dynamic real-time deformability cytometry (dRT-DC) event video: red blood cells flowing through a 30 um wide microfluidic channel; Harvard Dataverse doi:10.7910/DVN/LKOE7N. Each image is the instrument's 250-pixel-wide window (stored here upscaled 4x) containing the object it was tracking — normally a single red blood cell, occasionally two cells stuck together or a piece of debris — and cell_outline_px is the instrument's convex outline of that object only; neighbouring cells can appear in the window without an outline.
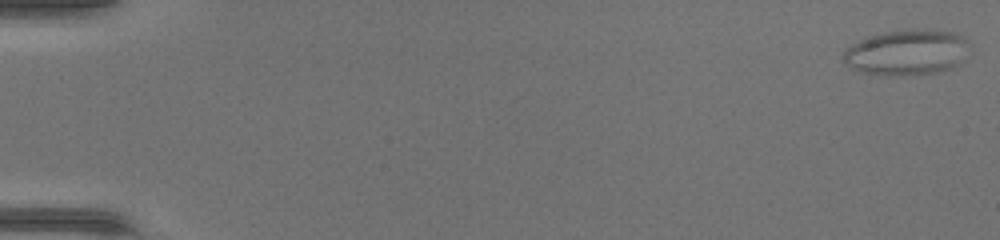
{"species": "common noctule bat (a hibernating species)", "species_latin": "Nyctalus noctula", "temperature_condition": "warm", "stored_images_in_passage": 47, "camera_frame_rate_fps": 3000, "um_per_image_px": 0.085, "animal": {"sex": "female", "body_mass_g": 17.0, "forearm_length_mm": 48.0}, "frame": {"image": 1, "passage_image": 1, "time_ms": 0.0, "image_size_px": [1000, 240], "cell_outline_px": [[972, 44], [964, 60], [960, 64], [936, 72], [904, 76], [888, 76], [860, 72], [852, 68], [844, 60], [844, 52], [852, 44], [860, 40], [884, 32], [904, 28], [924, 28], [956, 32], [964, 36]], "centroid_in_image_um": [77.17, 4.43], "position_along_channel_um": 7.8, "area_um2": 34.16}}
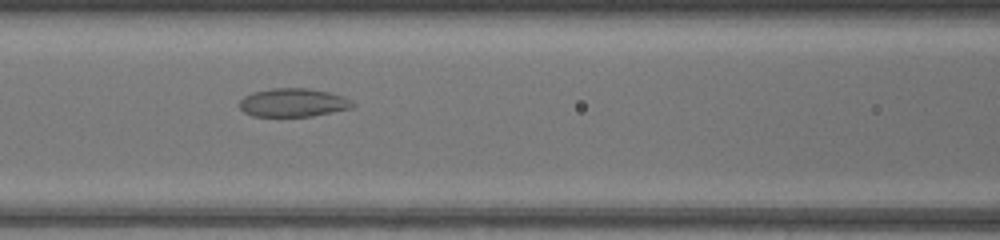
{"frame": {"image": 2, "passage_image": 22, "time_ms": 7.0, "image_size_px": [1000, 240], "cell_outline_px": [[356, 104], [352, 108], [312, 116], [252, 116], [244, 112], [240, 108], [240, 100], [244, 96], [252, 92], [272, 88], [308, 88], [328, 92], [352, 100]], "centroid_in_image_um": [24.91, 8.72], "position_along_channel_um": 141.7, "area_um2": 18.73}}
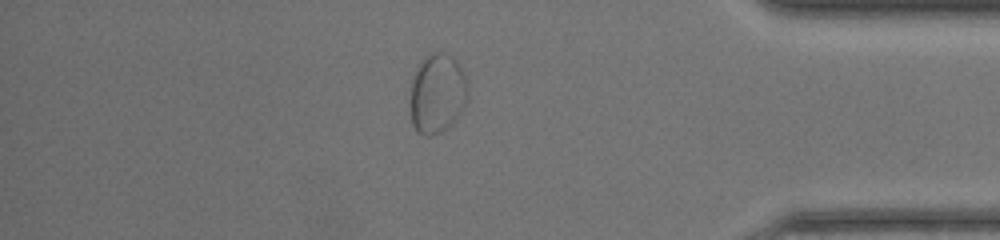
{"frame": {"image": 3, "passage_image": 41, "time_ms": 13.333, "image_size_px": [1000, 240], "cell_outline_px": [[468, 100], [460, 112], [440, 132], [428, 136], [424, 136], [416, 132], [412, 124], [408, 100], [412, 80], [424, 56], [436, 52], [444, 52], [452, 56], [460, 64], [468, 80]], "centroid_in_image_um": [37.15, 7.93], "position_along_channel_um": 398.0, "area_um2": 27.05}}